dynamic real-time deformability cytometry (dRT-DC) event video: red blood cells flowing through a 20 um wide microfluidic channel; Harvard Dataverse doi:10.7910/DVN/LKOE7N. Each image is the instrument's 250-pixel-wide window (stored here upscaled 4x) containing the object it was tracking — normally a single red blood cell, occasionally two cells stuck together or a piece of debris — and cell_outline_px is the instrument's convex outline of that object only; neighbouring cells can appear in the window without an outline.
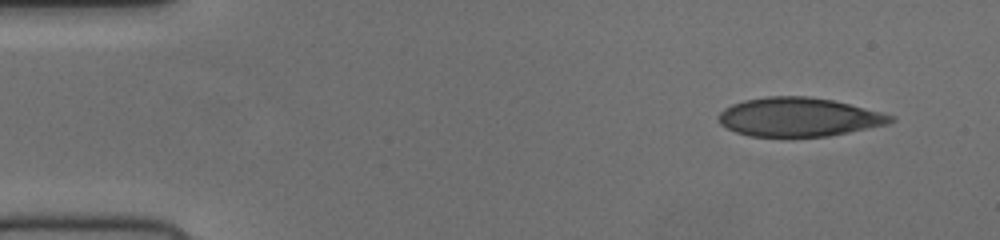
{"species": "human", "species_latin": "Homo sapiens", "temperature_condition": "cold", "stored_images_in_passage": 48, "camera_frame_rate_fps": 3000, "um_per_image_px": 0.085, "donor": {"sex": "female"}, "frame": {"image": 1, "passage_image": 1, "time_ms": 0.0, "image_size_px": [1000, 240], "cell_outline_px": [[896, 120], [888, 124], [828, 136], [748, 136], [736, 132], [720, 124], [716, 116], [724, 108], [732, 104], [744, 100], [768, 96], [808, 96], [832, 100], [896, 116]], "centroid_in_image_um": [67.87, 9.94], "position_along_channel_um": 17.1, "area_um2": 38.78}}
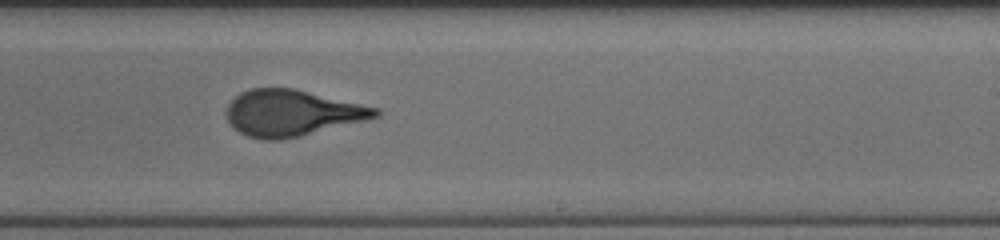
{"frame": {"image": 2, "passage_image": 28, "time_ms": 9.0, "image_size_px": [1000, 240], "cell_outline_px": [[380, 116], [368, 120], [300, 136], [280, 140], [264, 140], [248, 136], [240, 132], [228, 120], [228, 104], [240, 92], [252, 88], [292, 88], [380, 108]], "centroid_in_image_um": [24.86, 9.61], "position_along_channel_um": 264.1, "area_um2": 39.82}}
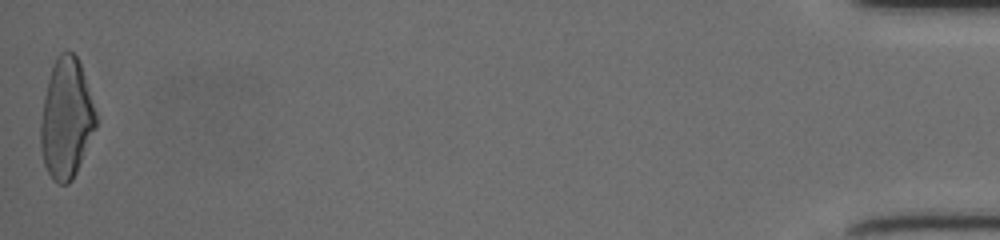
{"frame": {"image": 3, "passage_image": 48, "time_ms": 15.667, "image_size_px": [1000, 240], "cell_outline_px": [[96, 128], [76, 172], [72, 180], [68, 184], [56, 184], [52, 180], [44, 164], [40, 148], [40, 124], [44, 96], [48, 80], [56, 56], [60, 52], [72, 52], [76, 56], [80, 64], [96, 112]], "centroid_in_image_um": [5.62, 10.12], "position_along_channel_um": 429.6, "area_um2": 38.49}}